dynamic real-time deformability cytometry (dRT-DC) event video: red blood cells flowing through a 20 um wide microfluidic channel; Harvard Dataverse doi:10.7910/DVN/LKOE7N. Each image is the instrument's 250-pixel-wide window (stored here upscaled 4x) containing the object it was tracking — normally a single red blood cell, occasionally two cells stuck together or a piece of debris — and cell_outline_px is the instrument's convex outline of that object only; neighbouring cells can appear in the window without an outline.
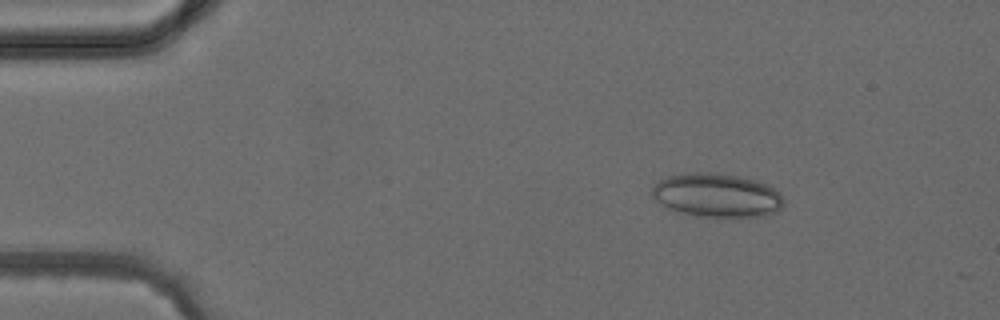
{"species": "common noctule bat (a hibernating species)", "species_latin": "Nyctalus noctula", "temperature_condition": "cold", "stored_images_in_passage": 3, "camera_frame_rate_fps": 3000, "um_per_image_px": 0.085, "animal": {"sex": "female", "body_mass_g": 24.6, "forearm_length_mm": 56.2}, "frame": {"image": 1, "passage_image": 2, "time_ms": 1.333, "image_size_px": [1000, 320], "cell_outline_px": [[784, 204], [776, 212], [764, 216], [696, 216], [668, 208], [660, 204], [652, 196], [652, 188], [660, 180], [668, 176], [680, 172], [716, 172], [756, 180], [768, 184], [776, 188], [780, 192], [784, 200]], "centroid_in_image_um": [60.95, 16.58], "position_along_channel_um": 24.1, "area_um2": 33.76}}